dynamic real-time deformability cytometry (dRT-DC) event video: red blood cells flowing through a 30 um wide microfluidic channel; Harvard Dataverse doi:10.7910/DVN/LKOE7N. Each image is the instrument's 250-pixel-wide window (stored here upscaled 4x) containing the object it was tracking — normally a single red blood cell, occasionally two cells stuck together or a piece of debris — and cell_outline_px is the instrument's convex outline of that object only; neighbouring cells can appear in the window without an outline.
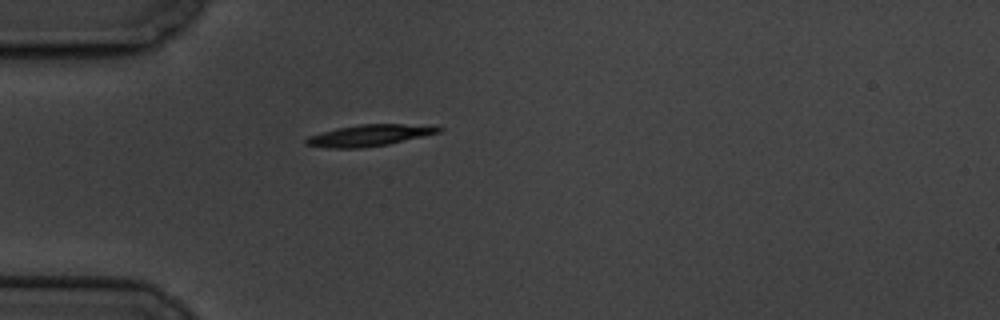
{"species": "common noctule bat (a hibernating species)", "species_latin": "Nyctalus noctula", "temperature_condition": "cold", "stored_images_in_passage": 12, "camera_frame_rate_fps": 3000, "um_per_image_px": 0.085, "animal": {"sex": "male", "body_mass_g": 19.5, "forearm_length_mm": 54.6}, "frame": {"image": 1, "passage_image": 1, "time_ms": 0.0, "image_size_px": [1000, 320], "cell_outline_px": [[444, 128], [440, 132], [388, 144], [360, 148], [328, 148], [304, 144], [304, 140], [308, 136], [336, 128], [360, 124], [436, 124]], "centroid_in_image_um": [31.45, 11.49], "position_along_channel_um": 53.6, "area_um2": 16.76}}
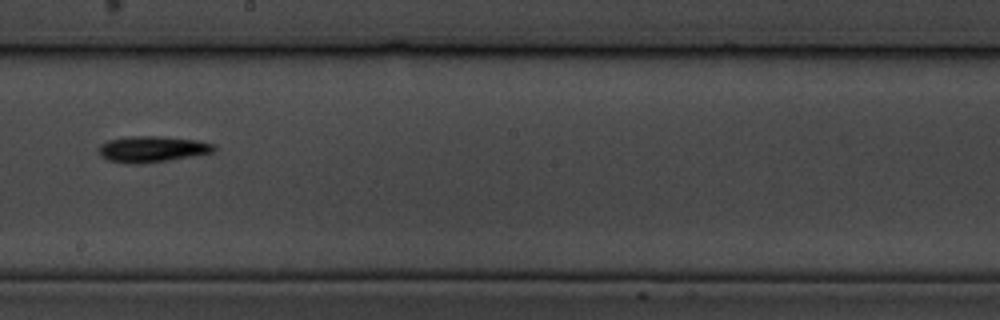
{"frame": {"image": 2, "passage_image": 6, "time_ms": 5.667, "image_size_px": [1000, 320], "cell_outline_px": [[216, 152], [168, 160], [140, 164], [128, 164], [108, 160], [100, 152], [100, 144], [108, 140], [128, 136], [160, 136], [196, 140], [216, 144]], "centroid_in_image_um": [12.98, 12.67], "position_along_channel_um": 235.2, "area_um2": 17.51}}
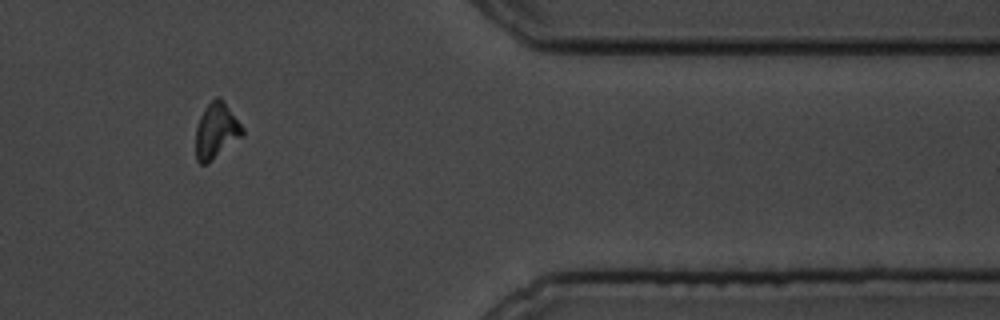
{"frame": {"image": 3, "passage_image": 10, "time_ms": 11.0, "image_size_px": [1000, 320], "cell_outline_px": [[244, 132], [240, 136], [208, 164], [200, 164], [196, 160], [196, 128], [200, 116], [208, 104], [216, 96], [224, 100], [244, 128]], "centroid_in_image_um": [18.36, 11.11], "position_along_channel_um": 393.0, "area_um2": 14.91}, "authors_computed_cell_mechanics": {"area_um2": 15.6349, "velocity_mm_per_s": 3.3801, "shape_relaxation_time_tau1_ms": 3.3701, "shape_relaxation_time_tau2_ms": 6.3857, "deformation_change_tau1": 0.1219, "deformation_change_tau2": 0.1348}}